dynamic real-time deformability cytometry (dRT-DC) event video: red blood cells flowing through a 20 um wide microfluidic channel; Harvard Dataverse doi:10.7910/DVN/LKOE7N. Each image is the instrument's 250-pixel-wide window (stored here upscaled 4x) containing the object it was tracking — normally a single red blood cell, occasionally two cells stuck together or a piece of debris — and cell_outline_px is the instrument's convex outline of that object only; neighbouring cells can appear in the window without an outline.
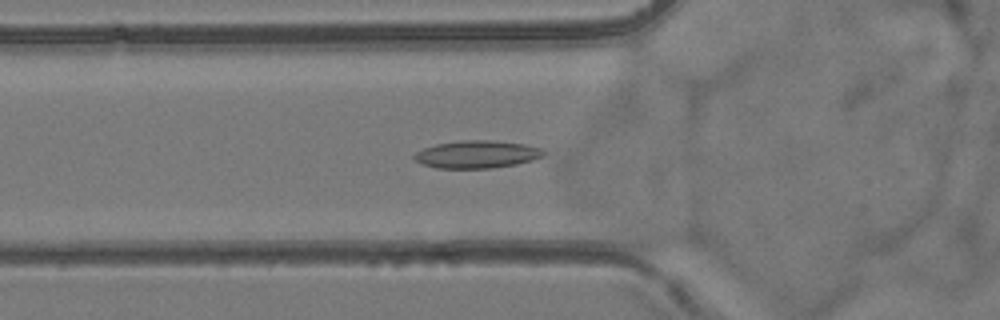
{"species": "common noctule bat (a hibernating species)", "species_latin": "Nyctalus noctula", "temperature_condition": "room temperature", "stored_images_in_passage": 43, "camera_frame_rate_fps": 3000, "um_per_image_px": 0.085, "animal": {"sex": "female", "body_mass_g": 24.6, "forearm_length_mm": 56.2}, "frame": {"image": 1, "passage_image": 16, "time_ms": 5.0, "image_size_px": [1000, 320], "cell_outline_px": [[544, 156], [532, 160], [516, 164], [492, 168], [436, 168], [424, 164], [416, 160], [412, 156], [416, 152], [424, 148], [436, 144], [460, 140], [488, 140], [524, 144], [544, 148]], "centroid_in_image_um": [40.56, 13.11], "position_along_channel_um": 85.2, "area_um2": 20.75}}
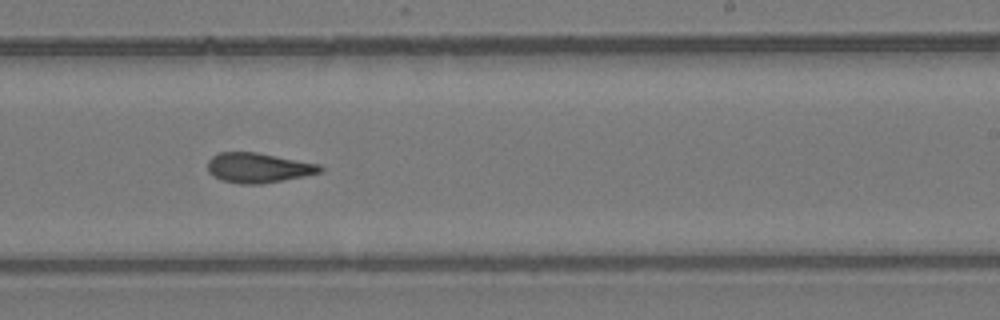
{"frame": {"image": 2, "passage_image": 30, "time_ms": 9.667, "image_size_px": [1000, 320], "cell_outline_px": [[324, 172], [304, 176], [260, 184], [240, 184], [224, 180], [208, 172], [208, 160], [212, 156], [220, 152], [256, 152], [320, 164], [324, 168]], "centroid_in_image_um": [21.99, 14.25], "position_along_channel_um": 267.0, "area_um2": 19.48}}
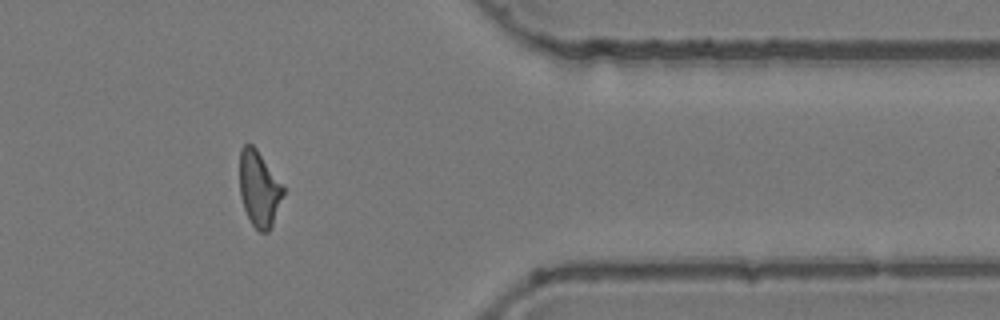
{"frame": {"image": 3, "passage_image": 41, "time_ms": 13.333, "image_size_px": [1000, 320], "cell_outline_px": [[284, 192], [272, 224], [268, 232], [260, 232], [252, 224], [244, 208], [240, 196], [240, 148], [244, 144], [252, 144], [256, 148], [284, 188]], "centroid_in_image_um": [22.0, 16.03], "position_along_channel_um": 389.4, "area_um2": 18.79}, "authors_computed_cell_mechanics": {"area_um2": 20.1722, "velocity_mm_per_s": 3.8857, "shape_relaxation_time_tau1_ms": null, "shape_relaxation_time_tau2_ms": 3.2973, "deformation_change_tau1": null, "deformation_change_tau2": 0.1289}}